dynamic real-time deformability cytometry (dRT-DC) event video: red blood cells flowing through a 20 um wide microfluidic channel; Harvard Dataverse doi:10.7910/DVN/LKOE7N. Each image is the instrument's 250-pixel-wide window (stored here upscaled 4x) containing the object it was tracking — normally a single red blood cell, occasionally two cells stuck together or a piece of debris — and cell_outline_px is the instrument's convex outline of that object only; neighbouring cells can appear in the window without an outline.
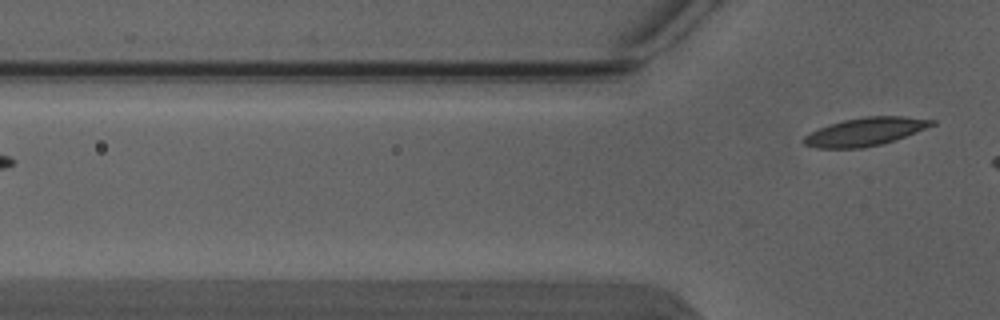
{"species": "Egyptian fruit bat (a non-hibernating species)", "species_latin": "Rousettus aegyptiacus", "temperature_condition": "warm", "stored_images_in_passage": 2, "camera_frame_rate_fps": 3000, "um_per_image_px": 0.085, "animal": {"sex": "male"}, "frame": {"image": 1, "passage_image": 2, "time_ms": 0.333, "image_size_px": [1000, 320], "cell_outline_px": [[936, 124], [916, 132], [880, 144], [864, 148], [816, 148], [804, 144], [800, 140], [804, 136], [828, 124], [844, 120], [864, 116], [904, 116], [936, 120]], "centroid_in_image_um": [73.52, 11.19], "position_along_channel_um": 52.3, "area_um2": 20.87}}